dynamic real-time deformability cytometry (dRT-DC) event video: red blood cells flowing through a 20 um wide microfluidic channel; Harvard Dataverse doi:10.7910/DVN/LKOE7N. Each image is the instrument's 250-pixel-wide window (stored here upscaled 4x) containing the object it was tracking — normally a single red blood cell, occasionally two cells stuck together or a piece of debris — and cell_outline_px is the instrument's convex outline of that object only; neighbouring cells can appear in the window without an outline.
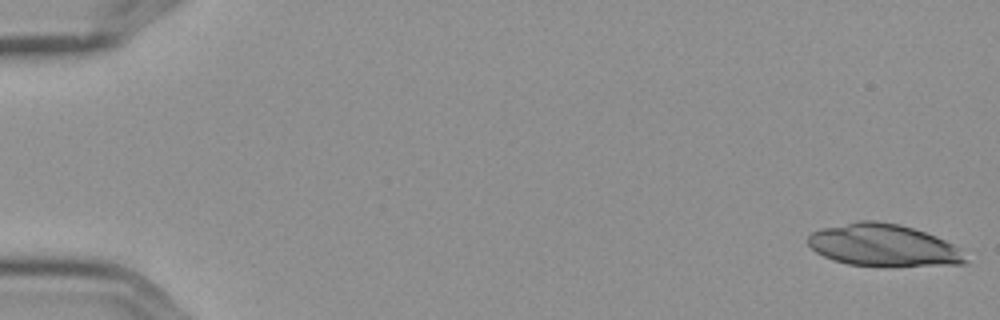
{"species": "Egyptian fruit bat (a non-hibernating species)", "species_latin": "Rousettus aegyptiacus", "temperature_condition": "cold", "stored_images_in_passage": 7, "camera_frame_rate_fps": 3000, "um_per_image_px": 0.085, "frame": {"image": 1, "passage_image": 1, "time_ms": 0.0, "image_size_px": [1000, 320], "cell_outline_px": [[968, 264], [848, 264], [824, 256], [816, 252], [808, 244], [808, 236], [812, 232], [820, 228], [860, 220], [876, 220], [900, 224], [936, 236], [960, 248], [968, 260]], "centroid_in_image_um": [75.06, 20.8], "position_along_channel_um": 9.9, "area_um2": 37.8}}